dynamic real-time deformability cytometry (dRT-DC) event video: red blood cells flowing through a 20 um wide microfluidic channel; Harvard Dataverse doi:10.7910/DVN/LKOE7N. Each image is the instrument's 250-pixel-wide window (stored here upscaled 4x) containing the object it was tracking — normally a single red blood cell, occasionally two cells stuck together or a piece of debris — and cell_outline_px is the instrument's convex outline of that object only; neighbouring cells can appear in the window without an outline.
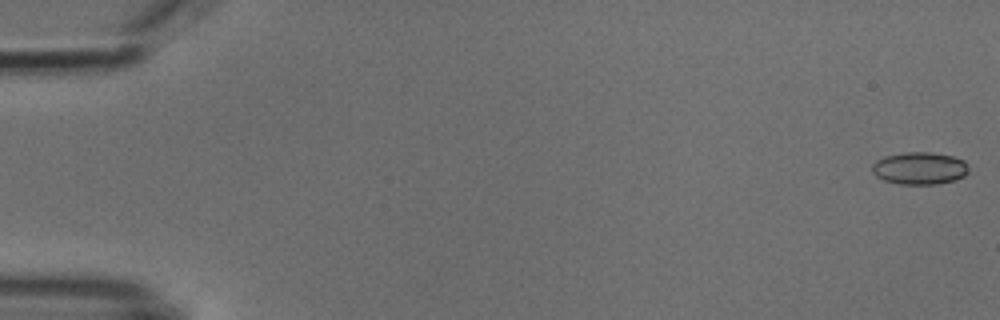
{"species": "common noctule bat (a hibernating species)", "species_latin": "Nyctalus noctula", "temperature_condition": "cold", "stored_images_in_passage": 54, "camera_frame_rate_fps": 3000, "um_per_image_px": 0.085, "animal": {"sex": "male", "body_mass_g": 18.8}, "frame": {"image": 1, "passage_image": 1, "time_ms": 0.0, "image_size_px": [1000, 320], "cell_outline_px": [[968, 172], [964, 176], [956, 180], [936, 184], [900, 184], [884, 180], [876, 176], [872, 172], [872, 164], [876, 160], [884, 156], [904, 152], [928, 152], [952, 156], [964, 160]], "centroid_in_image_um": [78.14, 14.3], "position_along_channel_um": 6.9, "area_um2": 18.21}}
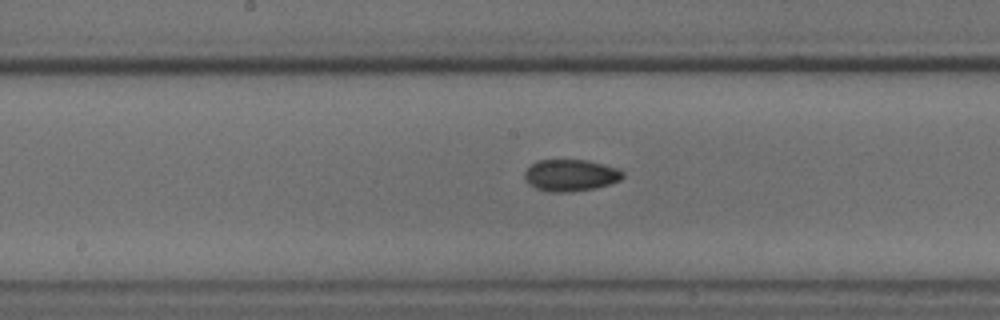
{"frame": {"image": 2, "passage_image": 28, "time_ms": 9.0, "image_size_px": [1000, 320], "cell_outline_px": [[624, 176], [620, 180], [608, 184], [592, 188], [568, 192], [552, 192], [536, 188], [528, 184], [524, 180], [524, 172], [536, 160], [588, 160], [604, 164], [616, 168], [624, 172]], "centroid_in_image_um": [48.47, 14.89], "position_along_channel_um": 199.7, "area_um2": 18.09}}
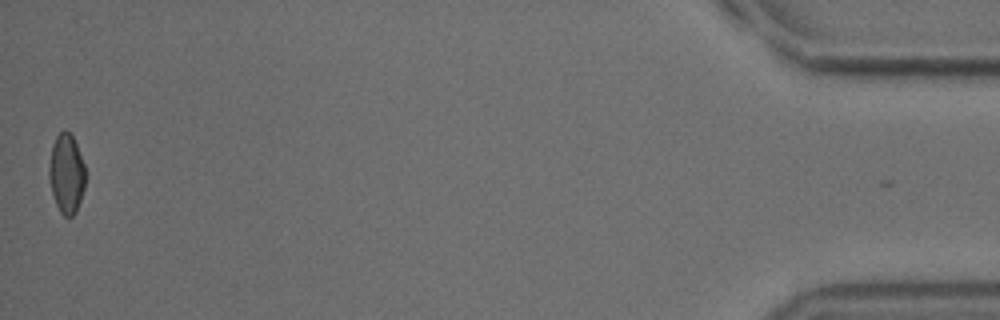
{"frame": {"image": 3, "passage_image": 53, "time_ms": 17.333, "image_size_px": [1000, 320], "cell_outline_px": [[84, 188], [76, 212], [72, 216], [64, 216], [60, 212], [56, 204], [52, 192], [48, 176], [48, 168], [52, 144], [56, 136], [64, 128], [72, 136], [76, 144], [84, 164]], "centroid_in_image_um": [5.62, 14.75], "position_along_channel_um": 429.6, "area_um2": 16.7}, "authors_computed_cell_mechanics": {"area_um2": 17.6001, "velocity_mm_per_s": 3.8343, "shape_relaxation_time_tau1_ms": null, "shape_relaxation_time_tau2_ms": 6.6105, "deformation_change_tau1": null, "deformation_change_tau2": 0.0915}}